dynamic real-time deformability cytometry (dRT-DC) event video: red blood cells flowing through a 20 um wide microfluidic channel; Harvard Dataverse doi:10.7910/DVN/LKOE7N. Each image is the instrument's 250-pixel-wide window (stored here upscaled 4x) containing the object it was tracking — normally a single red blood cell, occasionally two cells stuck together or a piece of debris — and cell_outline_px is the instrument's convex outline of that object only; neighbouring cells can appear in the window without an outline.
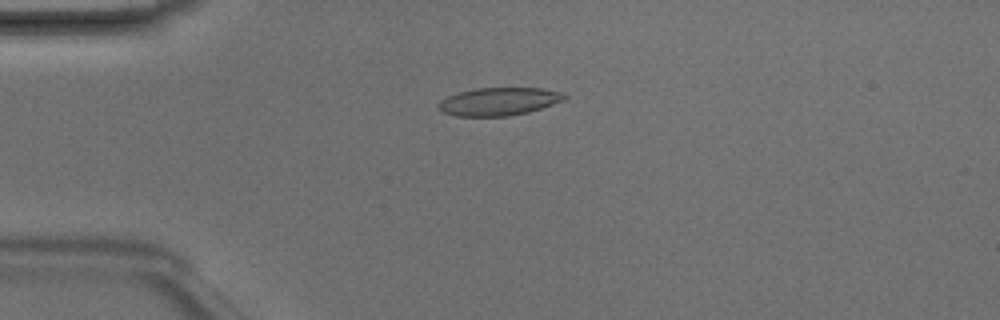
{"species": "Egyptian fruit bat (a non-hibernating species)", "species_latin": "Rousettus aegyptiacus", "temperature_condition": "room temperature", "stored_images_in_passage": 48, "camera_frame_rate_fps": 3000, "um_per_image_px": 0.085, "animal": {"sex": "male"}, "frame": {"image": 1, "passage_image": 12, "time_ms": 3.667, "image_size_px": [1000, 320], "cell_outline_px": [[568, 96], [564, 100], [528, 112], [508, 116], [456, 116], [444, 112], [436, 108], [436, 104], [440, 100], [448, 96], [460, 92], [476, 88], [540, 88], [560, 92]], "centroid_in_image_um": [42.36, 8.63], "position_along_channel_um": 42.6, "area_um2": 20.4}}
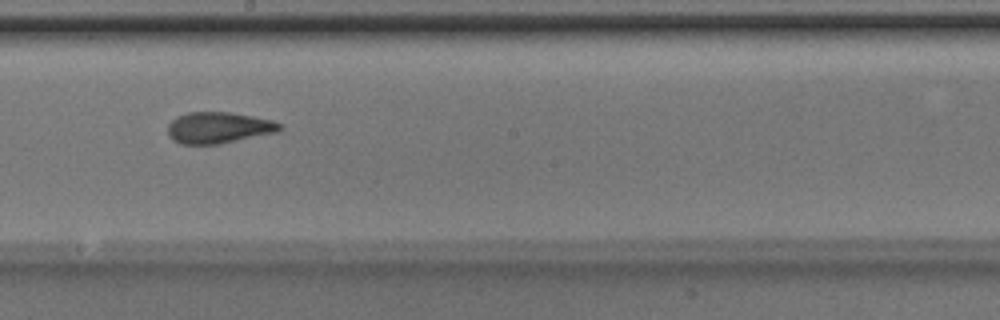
{"frame": {"image": 2, "passage_image": 27, "time_ms": 8.667, "image_size_px": [1000, 320], "cell_outline_px": [[284, 124], [280, 132], [220, 144], [180, 144], [172, 140], [168, 136], [168, 124], [176, 116], [188, 112], [228, 112], [252, 116], [272, 120]], "centroid_in_image_um": [18.6, 10.86], "position_along_channel_um": 229.6, "area_um2": 20.75}}
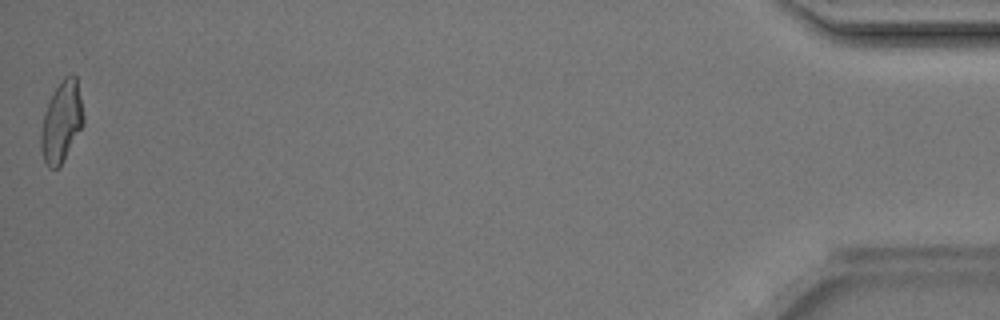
{"frame": {"image": 3, "passage_image": 48, "time_ms": 15.667, "image_size_px": [1000, 320], "cell_outline_px": [[84, 124], [60, 164], [56, 168], [48, 168], [44, 160], [40, 148], [40, 132], [44, 112], [60, 80], [64, 76], [76, 76], [84, 116]], "centroid_in_image_um": [5.22, 10.35], "position_along_channel_um": 430.0, "area_um2": 19.65}, "authors_computed_cell_mechanics": {"area_um2": 20.23, "velocity_mm_per_s": 4.2195, "shape_relaxation_time_tau1_ms": 3.6303, "shape_relaxation_time_tau2_ms": 1.0339, "deformation_change_tau1": 0.1777, "deformation_change_tau2": 0.0886}}